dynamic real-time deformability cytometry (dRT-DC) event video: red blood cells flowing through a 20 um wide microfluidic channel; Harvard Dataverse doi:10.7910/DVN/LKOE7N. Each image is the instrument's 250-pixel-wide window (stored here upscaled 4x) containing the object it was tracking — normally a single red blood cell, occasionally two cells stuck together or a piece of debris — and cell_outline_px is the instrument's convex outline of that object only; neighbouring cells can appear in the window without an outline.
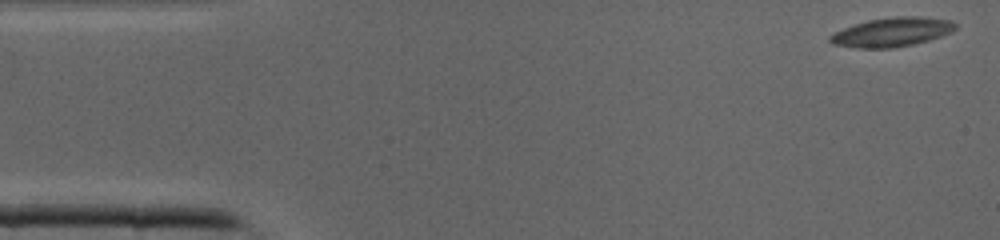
{"species": "common noctule bat (a hibernating species)", "species_latin": "Nyctalus noctula", "temperature_condition": "cold", "stored_images_in_passage": 40, "camera_frame_rate_fps": 3000, "um_per_image_px": 0.085, "animal": {"sex": "male", "body_mass_g": 19.0, "forearm_length_mm": 50.8}, "frame": {"image": 1, "passage_image": 1, "time_ms": 0.0, "image_size_px": [1000, 240], "cell_outline_px": [[956, 28], [952, 32], [928, 40], [912, 44], [892, 48], [860, 48], [832, 44], [828, 40], [828, 36], [844, 28], [868, 20], [896, 16], [920, 16], [948, 20], [956, 24]], "centroid_in_image_um": [75.8, 2.73], "position_along_channel_um": 9.2, "area_um2": 21.04}}
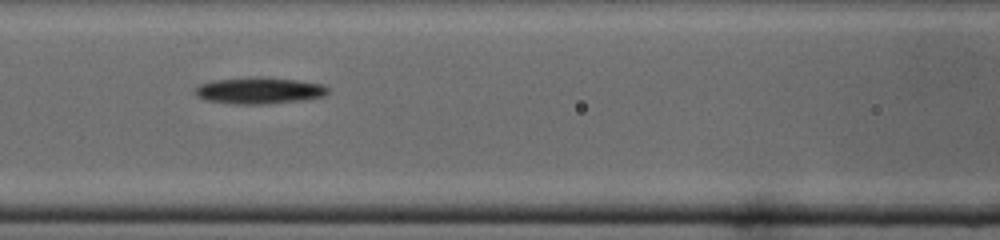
{"frame": {"image": 2, "passage_image": 17, "time_ms": 5.333, "image_size_px": [1000, 240], "cell_outline_px": [[328, 92], [324, 96], [304, 100], [264, 104], [240, 104], [208, 100], [196, 96], [196, 88], [200, 84], [216, 80], [296, 80], [324, 84], [328, 88]], "centroid_in_image_um": [22.1, 7.75], "position_along_channel_um": 144.5, "area_um2": 19.19}}
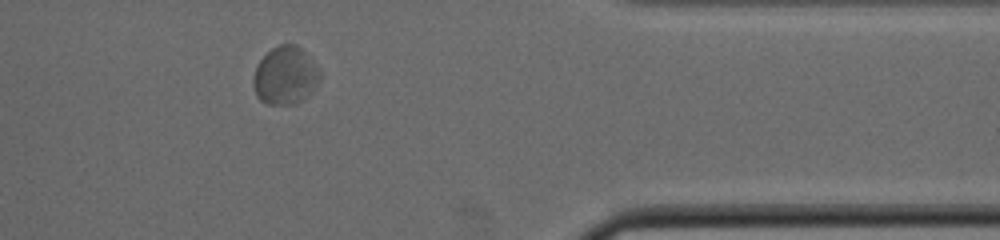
{"frame": {"image": 3, "passage_image": 34, "time_ms": 11.0, "image_size_px": [1000, 240], "cell_outline_px": [[320, 80], [300, 100], [292, 104], [268, 104], [260, 100], [256, 96], [252, 80], [256, 68], [260, 60], [272, 48], [280, 44], [296, 44], [300, 48], [320, 72]], "centroid_in_image_um": [24.19, 6.42], "position_along_channel_um": 387.2, "area_um2": 21.79}}